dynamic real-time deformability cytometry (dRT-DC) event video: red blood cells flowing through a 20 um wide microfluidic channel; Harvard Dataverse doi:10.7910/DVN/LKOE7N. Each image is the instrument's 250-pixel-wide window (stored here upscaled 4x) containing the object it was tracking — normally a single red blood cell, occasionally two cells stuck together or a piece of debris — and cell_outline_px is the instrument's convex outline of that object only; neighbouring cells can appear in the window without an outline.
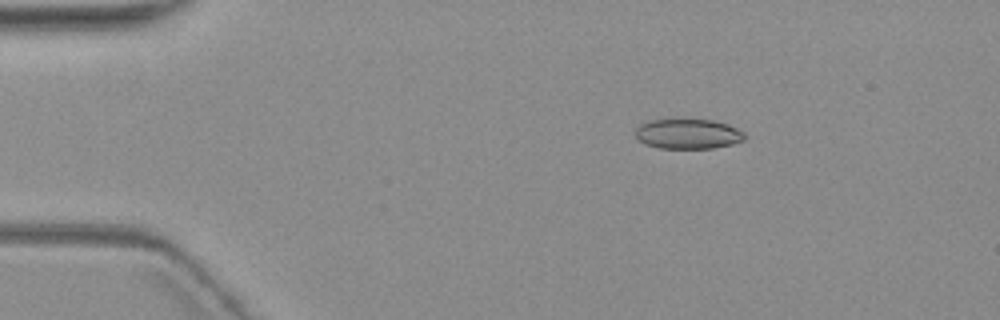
{"species": "common noctule bat (a hibernating species)", "species_latin": "Nyctalus noctula", "temperature_condition": "warm", "stored_images_in_passage": 4, "camera_frame_rate_fps": 3000, "um_per_image_px": 0.085, "animal": {"sex": "female", "body_mass_g": 19.3, "forearm_length_mm": 54.1}, "frame": {"image": 1, "passage_image": 2, "time_ms": 1.0, "image_size_px": [1000, 320], "cell_outline_px": [[748, 136], [744, 140], [732, 144], [712, 148], [660, 148], [644, 144], [636, 136], [636, 128], [640, 124], [648, 120], [712, 120], [728, 124], [744, 132]], "centroid_in_image_um": [58.5, 11.38], "position_along_channel_um": 26.5, "area_um2": 19.02}}
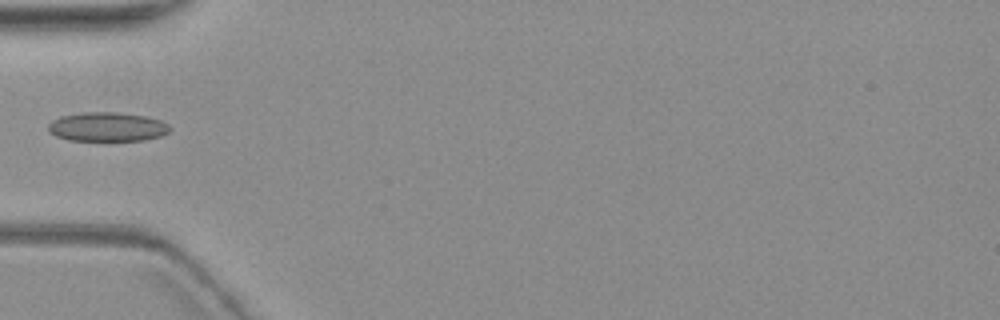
{"frame": {"image": 2, "passage_image": 4, "time_ms": 4.333, "image_size_px": [1000, 320], "cell_outline_px": [[172, 128], [168, 132], [160, 136], [144, 140], [68, 140], [56, 136], [48, 132], [48, 124], [52, 120], [60, 116], [80, 112], [116, 112], [148, 116], [160, 120], [168, 124]], "centroid_in_image_um": [9.1, 10.77], "position_along_channel_um": 75.9, "area_um2": 20.81}}